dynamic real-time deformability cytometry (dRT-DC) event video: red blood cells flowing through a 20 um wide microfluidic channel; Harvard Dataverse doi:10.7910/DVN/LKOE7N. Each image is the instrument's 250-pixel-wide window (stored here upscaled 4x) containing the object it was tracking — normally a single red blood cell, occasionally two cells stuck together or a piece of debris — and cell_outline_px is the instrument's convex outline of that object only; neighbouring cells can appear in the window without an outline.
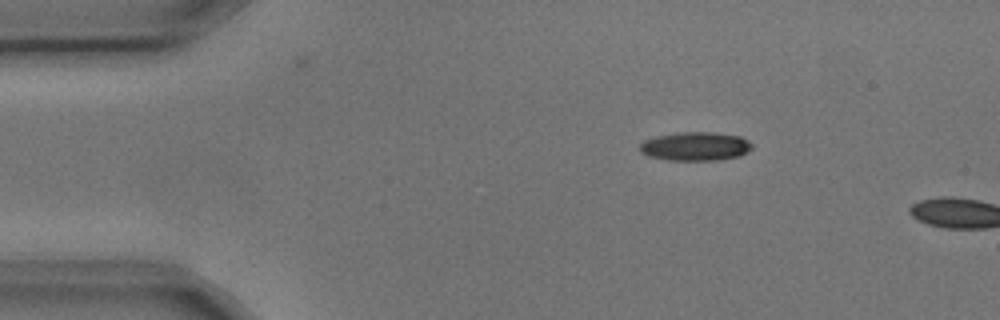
{"species": "common noctule bat (a hibernating species)", "species_latin": "Nyctalus noctula", "temperature_condition": "cold", "stored_images_in_passage": 2, "camera_frame_rate_fps": 3000, "um_per_image_px": 0.085, "animal": {"sex": "male", "body_mass_g": 17.9, "forearm_length_mm": 54.2}, "frame": {"image": 1, "passage_image": 1, "time_ms": 0.0, "image_size_px": [1000, 320], "cell_outline_px": [[752, 148], [740, 156], [716, 160], [668, 160], [648, 156], [640, 152], [640, 144], [644, 140], [656, 136], [676, 132], [716, 132], [740, 136], [748, 140], [752, 144]], "centroid_in_image_um": [59.1, 12.43], "position_along_channel_um": 25.9, "area_um2": 18.9}}